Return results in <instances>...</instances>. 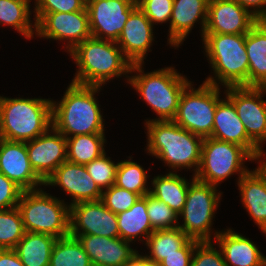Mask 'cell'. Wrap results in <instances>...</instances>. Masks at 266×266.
<instances>
[{
    "label": "cell",
    "mask_w": 266,
    "mask_h": 266,
    "mask_svg": "<svg viewBox=\"0 0 266 266\" xmlns=\"http://www.w3.org/2000/svg\"><path fill=\"white\" fill-rule=\"evenodd\" d=\"M120 238L132 242H144L154 232L147 215V194L140 197L128 210L116 214ZM142 237V240L139 239Z\"/></svg>",
    "instance_id": "obj_26"
},
{
    "label": "cell",
    "mask_w": 266,
    "mask_h": 266,
    "mask_svg": "<svg viewBox=\"0 0 266 266\" xmlns=\"http://www.w3.org/2000/svg\"><path fill=\"white\" fill-rule=\"evenodd\" d=\"M136 0H86L91 36L117 41Z\"/></svg>",
    "instance_id": "obj_12"
},
{
    "label": "cell",
    "mask_w": 266,
    "mask_h": 266,
    "mask_svg": "<svg viewBox=\"0 0 266 266\" xmlns=\"http://www.w3.org/2000/svg\"><path fill=\"white\" fill-rule=\"evenodd\" d=\"M59 186L73 200L69 206L79 202L101 200L102 190L88 174L85 165L63 162L45 181L44 186Z\"/></svg>",
    "instance_id": "obj_17"
},
{
    "label": "cell",
    "mask_w": 266,
    "mask_h": 266,
    "mask_svg": "<svg viewBox=\"0 0 266 266\" xmlns=\"http://www.w3.org/2000/svg\"><path fill=\"white\" fill-rule=\"evenodd\" d=\"M32 0H0V25L15 28L25 38H33L36 34V23L32 25L30 18V2ZM34 26V28H33ZM34 29V30H33Z\"/></svg>",
    "instance_id": "obj_30"
},
{
    "label": "cell",
    "mask_w": 266,
    "mask_h": 266,
    "mask_svg": "<svg viewBox=\"0 0 266 266\" xmlns=\"http://www.w3.org/2000/svg\"><path fill=\"white\" fill-rule=\"evenodd\" d=\"M191 266H226L221 249L216 250L212 241L195 244Z\"/></svg>",
    "instance_id": "obj_39"
},
{
    "label": "cell",
    "mask_w": 266,
    "mask_h": 266,
    "mask_svg": "<svg viewBox=\"0 0 266 266\" xmlns=\"http://www.w3.org/2000/svg\"><path fill=\"white\" fill-rule=\"evenodd\" d=\"M198 240L190 239L177 253L166 256L160 266H191L195 244Z\"/></svg>",
    "instance_id": "obj_42"
},
{
    "label": "cell",
    "mask_w": 266,
    "mask_h": 266,
    "mask_svg": "<svg viewBox=\"0 0 266 266\" xmlns=\"http://www.w3.org/2000/svg\"><path fill=\"white\" fill-rule=\"evenodd\" d=\"M23 190L0 173V210L17 207Z\"/></svg>",
    "instance_id": "obj_41"
},
{
    "label": "cell",
    "mask_w": 266,
    "mask_h": 266,
    "mask_svg": "<svg viewBox=\"0 0 266 266\" xmlns=\"http://www.w3.org/2000/svg\"><path fill=\"white\" fill-rule=\"evenodd\" d=\"M189 240L179 227L155 230L145 243L150 250L146 256L150 261L160 263L166 256L177 253Z\"/></svg>",
    "instance_id": "obj_31"
},
{
    "label": "cell",
    "mask_w": 266,
    "mask_h": 266,
    "mask_svg": "<svg viewBox=\"0 0 266 266\" xmlns=\"http://www.w3.org/2000/svg\"><path fill=\"white\" fill-rule=\"evenodd\" d=\"M129 158L118 162L115 185L144 197L150 193V187L148 188L147 185V171L145 172L141 165Z\"/></svg>",
    "instance_id": "obj_33"
},
{
    "label": "cell",
    "mask_w": 266,
    "mask_h": 266,
    "mask_svg": "<svg viewBox=\"0 0 266 266\" xmlns=\"http://www.w3.org/2000/svg\"><path fill=\"white\" fill-rule=\"evenodd\" d=\"M32 169L45 181L67 161V139L51 126L44 134L26 142Z\"/></svg>",
    "instance_id": "obj_15"
},
{
    "label": "cell",
    "mask_w": 266,
    "mask_h": 266,
    "mask_svg": "<svg viewBox=\"0 0 266 266\" xmlns=\"http://www.w3.org/2000/svg\"><path fill=\"white\" fill-rule=\"evenodd\" d=\"M147 129V153L164 161L173 170L192 169L195 176L204 138L180 127L173 120H151Z\"/></svg>",
    "instance_id": "obj_3"
},
{
    "label": "cell",
    "mask_w": 266,
    "mask_h": 266,
    "mask_svg": "<svg viewBox=\"0 0 266 266\" xmlns=\"http://www.w3.org/2000/svg\"><path fill=\"white\" fill-rule=\"evenodd\" d=\"M36 34L41 38L67 40L65 45L70 53L77 45L91 37L88 12H54L45 14L36 23Z\"/></svg>",
    "instance_id": "obj_13"
},
{
    "label": "cell",
    "mask_w": 266,
    "mask_h": 266,
    "mask_svg": "<svg viewBox=\"0 0 266 266\" xmlns=\"http://www.w3.org/2000/svg\"><path fill=\"white\" fill-rule=\"evenodd\" d=\"M144 266H160V263L150 261L146 255H144Z\"/></svg>",
    "instance_id": "obj_47"
},
{
    "label": "cell",
    "mask_w": 266,
    "mask_h": 266,
    "mask_svg": "<svg viewBox=\"0 0 266 266\" xmlns=\"http://www.w3.org/2000/svg\"><path fill=\"white\" fill-rule=\"evenodd\" d=\"M225 94L235 106L247 135L258 145L266 141V87H226ZM264 93V94H263Z\"/></svg>",
    "instance_id": "obj_11"
},
{
    "label": "cell",
    "mask_w": 266,
    "mask_h": 266,
    "mask_svg": "<svg viewBox=\"0 0 266 266\" xmlns=\"http://www.w3.org/2000/svg\"><path fill=\"white\" fill-rule=\"evenodd\" d=\"M25 231L56 238L70 235V206L42 188L23 191L17 205Z\"/></svg>",
    "instance_id": "obj_7"
},
{
    "label": "cell",
    "mask_w": 266,
    "mask_h": 266,
    "mask_svg": "<svg viewBox=\"0 0 266 266\" xmlns=\"http://www.w3.org/2000/svg\"><path fill=\"white\" fill-rule=\"evenodd\" d=\"M237 184L242 205L266 235V182L253 169L238 179Z\"/></svg>",
    "instance_id": "obj_24"
},
{
    "label": "cell",
    "mask_w": 266,
    "mask_h": 266,
    "mask_svg": "<svg viewBox=\"0 0 266 266\" xmlns=\"http://www.w3.org/2000/svg\"><path fill=\"white\" fill-rule=\"evenodd\" d=\"M192 86L190 82L182 91L173 121L193 134L210 137L217 103L221 100L220 88L206 82L197 89Z\"/></svg>",
    "instance_id": "obj_9"
},
{
    "label": "cell",
    "mask_w": 266,
    "mask_h": 266,
    "mask_svg": "<svg viewBox=\"0 0 266 266\" xmlns=\"http://www.w3.org/2000/svg\"><path fill=\"white\" fill-rule=\"evenodd\" d=\"M213 237L223 253L226 266H266V256L249 238L230 228L215 231Z\"/></svg>",
    "instance_id": "obj_22"
},
{
    "label": "cell",
    "mask_w": 266,
    "mask_h": 266,
    "mask_svg": "<svg viewBox=\"0 0 266 266\" xmlns=\"http://www.w3.org/2000/svg\"><path fill=\"white\" fill-rule=\"evenodd\" d=\"M67 161L86 165L105 153L104 133L82 134L67 137Z\"/></svg>",
    "instance_id": "obj_29"
},
{
    "label": "cell",
    "mask_w": 266,
    "mask_h": 266,
    "mask_svg": "<svg viewBox=\"0 0 266 266\" xmlns=\"http://www.w3.org/2000/svg\"><path fill=\"white\" fill-rule=\"evenodd\" d=\"M123 266H144V255H140L137 251L136 254Z\"/></svg>",
    "instance_id": "obj_46"
},
{
    "label": "cell",
    "mask_w": 266,
    "mask_h": 266,
    "mask_svg": "<svg viewBox=\"0 0 266 266\" xmlns=\"http://www.w3.org/2000/svg\"><path fill=\"white\" fill-rule=\"evenodd\" d=\"M69 54L78 66L73 83L103 87L109 80L122 75L126 76L128 83L132 63L123 55L115 41L91 36Z\"/></svg>",
    "instance_id": "obj_2"
},
{
    "label": "cell",
    "mask_w": 266,
    "mask_h": 266,
    "mask_svg": "<svg viewBox=\"0 0 266 266\" xmlns=\"http://www.w3.org/2000/svg\"><path fill=\"white\" fill-rule=\"evenodd\" d=\"M174 172L169 171L166 175L155 176L151 181L153 188H150V194L179 215L185 205L189 182Z\"/></svg>",
    "instance_id": "obj_27"
},
{
    "label": "cell",
    "mask_w": 266,
    "mask_h": 266,
    "mask_svg": "<svg viewBox=\"0 0 266 266\" xmlns=\"http://www.w3.org/2000/svg\"><path fill=\"white\" fill-rule=\"evenodd\" d=\"M262 147V145L258 146L256 151L252 155V160L259 161L260 165H258L255 171L266 182V159L262 160V158L264 159V157H266V153L263 151Z\"/></svg>",
    "instance_id": "obj_45"
},
{
    "label": "cell",
    "mask_w": 266,
    "mask_h": 266,
    "mask_svg": "<svg viewBox=\"0 0 266 266\" xmlns=\"http://www.w3.org/2000/svg\"><path fill=\"white\" fill-rule=\"evenodd\" d=\"M143 63L131 65L128 83L139 93L143 101L159 116L145 120H173L177 114L180 95L191 82L187 77L177 73L173 67H165L144 73ZM133 72V73H132Z\"/></svg>",
    "instance_id": "obj_4"
},
{
    "label": "cell",
    "mask_w": 266,
    "mask_h": 266,
    "mask_svg": "<svg viewBox=\"0 0 266 266\" xmlns=\"http://www.w3.org/2000/svg\"><path fill=\"white\" fill-rule=\"evenodd\" d=\"M208 4L209 0H173L169 21V45L180 46L199 20L202 25L201 38L203 37L207 24Z\"/></svg>",
    "instance_id": "obj_21"
},
{
    "label": "cell",
    "mask_w": 266,
    "mask_h": 266,
    "mask_svg": "<svg viewBox=\"0 0 266 266\" xmlns=\"http://www.w3.org/2000/svg\"><path fill=\"white\" fill-rule=\"evenodd\" d=\"M259 21H266V0H234ZM250 8V9H249ZM253 8V9H252Z\"/></svg>",
    "instance_id": "obj_43"
},
{
    "label": "cell",
    "mask_w": 266,
    "mask_h": 266,
    "mask_svg": "<svg viewBox=\"0 0 266 266\" xmlns=\"http://www.w3.org/2000/svg\"><path fill=\"white\" fill-rule=\"evenodd\" d=\"M147 215L153 230H165L178 227V214L167 204L147 194Z\"/></svg>",
    "instance_id": "obj_35"
},
{
    "label": "cell",
    "mask_w": 266,
    "mask_h": 266,
    "mask_svg": "<svg viewBox=\"0 0 266 266\" xmlns=\"http://www.w3.org/2000/svg\"><path fill=\"white\" fill-rule=\"evenodd\" d=\"M86 8V0H35L33 12L37 23L45 14L54 12H77Z\"/></svg>",
    "instance_id": "obj_38"
},
{
    "label": "cell",
    "mask_w": 266,
    "mask_h": 266,
    "mask_svg": "<svg viewBox=\"0 0 266 266\" xmlns=\"http://www.w3.org/2000/svg\"><path fill=\"white\" fill-rule=\"evenodd\" d=\"M56 240L55 236L49 234L25 231L14 250L24 266H49Z\"/></svg>",
    "instance_id": "obj_28"
},
{
    "label": "cell",
    "mask_w": 266,
    "mask_h": 266,
    "mask_svg": "<svg viewBox=\"0 0 266 266\" xmlns=\"http://www.w3.org/2000/svg\"><path fill=\"white\" fill-rule=\"evenodd\" d=\"M244 160L252 161V155L244 147L206 137L202 143L199 168L194 177L214 186H218L234 173H238L240 179L249 171Z\"/></svg>",
    "instance_id": "obj_8"
},
{
    "label": "cell",
    "mask_w": 266,
    "mask_h": 266,
    "mask_svg": "<svg viewBox=\"0 0 266 266\" xmlns=\"http://www.w3.org/2000/svg\"><path fill=\"white\" fill-rule=\"evenodd\" d=\"M25 229L17 207L0 210V249H15Z\"/></svg>",
    "instance_id": "obj_34"
},
{
    "label": "cell",
    "mask_w": 266,
    "mask_h": 266,
    "mask_svg": "<svg viewBox=\"0 0 266 266\" xmlns=\"http://www.w3.org/2000/svg\"><path fill=\"white\" fill-rule=\"evenodd\" d=\"M259 20L234 0H209L204 33L246 34Z\"/></svg>",
    "instance_id": "obj_16"
},
{
    "label": "cell",
    "mask_w": 266,
    "mask_h": 266,
    "mask_svg": "<svg viewBox=\"0 0 266 266\" xmlns=\"http://www.w3.org/2000/svg\"><path fill=\"white\" fill-rule=\"evenodd\" d=\"M70 235L120 237L117 215L109 210L101 200L71 205Z\"/></svg>",
    "instance_id": "obj_14"
},
{
    "label": "cell",
    "mask_w": 266,
    "mask_h": 266,
    "mask_svg": "<svg viewBox=\"0 0 266 266\" xmlns=\"http://www.w3.org/2000/svg\"><path fill=\"white\" fill-rule=\"evenodd\" d=\"M137 6L151 23H167L172 15L173 0H136Z\"/></svg>",
    "instance_id": "obj_40"
},
{
    "label": "cell",
    "mask_w": 266,
    "mask_h": 266,
    "mask_svg": "<svg viewBox=\"0 0 266 266\" xmlns=\"http://www.w3.org/2000/svg\"><path fill=\"white\" fill-rule=\"evenodd\" d=\"M139 198L138 194L113 184L108 189L103 190L101 201L113 213L119 214L130 209Z\"/></svg>",
    "instance_id": "obj_37"
},
{
    "label": "cell",
    "mask_w": 266,
    "mask_h": 266,
    "mask_svg": "<svg viewBox=\"0 0 266 266\" xmlns=\"http://www.w3.org/2000/svg\"><path fill=\"white\" fill-rule=\"evenodd\" d=\"M211 138L244 147L251 155L258 145L247 135L234 104L226 97L217 103Z\"/></svg>",
    "instance_id": "obj_23"
},
{
    "label": "cell",
    "mask_w": 266,
    "mask_h": 266,
    "mask_svg": "<svg viewBox=\"0 0 266 266\" xmlns=\"http://www.w3.org/2000/svg\"><path fill=\"white\" fill-rule=\"evenodd\" d=\"M81 242L92 266H123L137 252L131 242L120 237L109 238L95 235H71Z\"/></svg>",
    "instance_id": "obj_20"
},
{
    "label": "cell",
    "mask_w": 266,
    "mask_h": 266,
    "mask_svg": "<svg viewBox=\"0 0 266 266\" xmlns=\"http://www.w3.org/2000/svg\"><path fill=\"white\" fill-rule=\"evenodd\" d=\"M153 41V24L137 6L130 13L116 43L132 64H144Z\"/></svg>",
    "instance_id": "obj_19"
},
{
    "label": "cell",
    "mask_w": 266,
    "mask_h": 266,
    "mask_svg": "<svg viewBox=\"0 0 266 266\" xmlns=\"http://www.w3.org/2000/svg\"><path fill=\"white\" fill-rule=\"evenodd\" d=\"M52 126V100L0 96V138L28 142Z\"/></svg>",
    "instance_id": "obj_6"
},
{
    "label": "cell",
    "mask_w": 266,
    "mask_h": 266,
    "mask_svg": "<svg viewBox=\"0 0 266 266\" xmlns=\"http://www.w3.org/2000/svg\"><path fill=\"white\" fill-rule=\"evenodd\" d=\"M117 166L118 162L115 164L110 157H106V152L85 165L88 174L102 191L115 184Z\"/></svg>",
    "instance_id": "obj_36"
},
{
    "label": "cell",
    "mask_w": 266,
    "mask_h": 266,
    "mask_svg": "<svg viewBox=\"0 0 266 266\" xmlns=\"http://www.w3.org/2000/svg\"><path fill=\"white\" fill-rule=\"evenodd\" d=\"M49 266H92L78 238L68 235L55 241Z\"/></svg>",
    "instance_id": "obj_32"
},
{
    "label": "cell",
    "mask_w": 266,
    "mask_h": 266,
    "mask_svg": "<svg viewBox=\"0 0 266 266\" xmlns=\"http://www.w3.org/2000/svg\"><path fill=\"white\" fill-rule=\"evenodd\" d=\"M0 266H24L14 249H0Z\"/></svg>",
    "instance_id": "obj_44"
},
{
    "label": "cell",
    "mask_w": 266,
    "mask_h": 266,
    "mask_svg": "<svg viewBox=\"0 0 266 266\" xmlns=\"http://www.w3.org/2000/svg\"><path fill=\"white\" fill-rule=\"evenodd\" d=\"M249 61L248 87H266V21H259L245 34Z\"/></svg>",
    "instance_id": "obj_25"
},
{
    "label": "cell",
    "mask_w": 266,
    "mask_h": 266,
    "mask_svg": "<svg viewBox=\"0 0 266 266\" xmlns=\"http://www.w3.org/2000/svg\"><path fill=\"white\" fill-rule=\"evenodd\" d=\"M189 183L183 210L178 215L183 224L178 227L190 238L198 241L212 240V220L221 194L217 186L197 180L194 176Z\"/></svg>",
    "instance_id": "obj_10"
},
{
    "label": "cell",
    "mask_w": 266,
    "mask_h": 266,
    "mask_svg": "<svg viewBox=\"0 0 266 266\" xmlns=\"http://www.w3.org/2000/svg\"><path fill=\"white\" fill-rule=\"evenodd\" d=\"M0 173L23 191L37 190L44 185L30 165L26 142L0 138Z\"/></svg>",
    "instance_id": "obj_18"
},
{
    "label": "cell",
    "mask_w": 266,
    "mask_h": 266,
    "mask_svg": "<svg viewBox=\"0 0 266 266\" xmlns=\"http://www.w3.org/2000/svg\"><path fill=\"white\" fill-rule=\"evenodd\" d=\"M202 40L215 76L207 77L204 82L217 87L221 84L225 88L248 87L245 34L204 33Z\"/></svg>",
    "instance_id": "obj_5"
},
{
    "label": "cell",
    "mask_w": 266,
    "mask_h": 266,
    "mask_svg": "<svg viewBox=\"0 0 266 266\" xmlns=\"http://www.w3.org/2000/svg\"><path fill=\"white\" fill-rule=\"evenodd\" d=\"M100 89L71 82L58 103L52 100V126L66 138L104 133L105 121L95 98Z\"/></svg>",
    "instance_id": "obj_1"
}]
</instances>
